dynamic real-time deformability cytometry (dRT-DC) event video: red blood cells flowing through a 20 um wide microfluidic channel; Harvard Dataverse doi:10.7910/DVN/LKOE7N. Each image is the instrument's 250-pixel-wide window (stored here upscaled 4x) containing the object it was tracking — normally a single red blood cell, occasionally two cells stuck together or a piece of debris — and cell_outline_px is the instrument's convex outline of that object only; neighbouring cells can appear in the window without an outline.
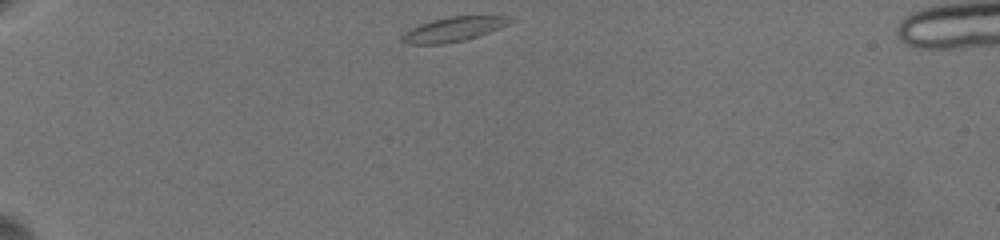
{"species": "common noctule bat (a hibernating species)", "species_latin": "Nyctalus noctula", "temperature_condition": "warm", "stored_images_in_passage": 30, "camera_frame_rate_fps": 3000, "um_per_image_px": 0.085, "animal": {"sex": "female", "body_mass_g": 19.5, "forearm_length_mm": 54.1}, "frame": {"image": 1, "passage_image": 1, "time_ms": 0.0, "image_size_px": [1000, 240], "cell_outline_px": [[516, 20], [500, 28], [464, 40], [444, 44], [408, 44], [400, 40], [400, 36], [404, 32], [420, 24], [432, 20], [452, 16], [508, 16]], "centroid_in_image_um": [38.53, 2.48], "position_along_channel_um": 46.5, "area_um2": 15.32}}
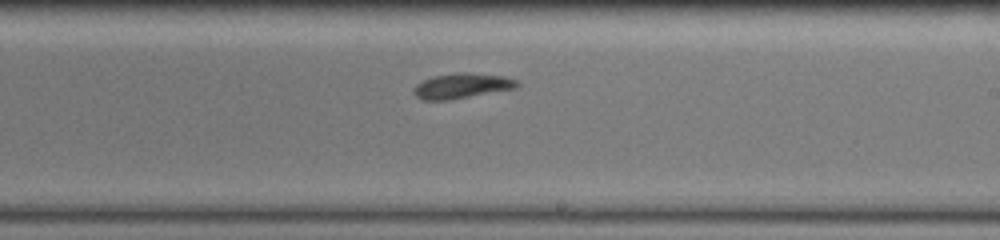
{"frame": {"image": 2, "passage_image": 13, "time_ms": 7.333, "image_size_px": [1000, 240], "cell_outline_px": [[520, 84], [516, 88], [448, 100], [420, 100], [412, 92], [412, 88], [416, 84], [432, 76], [456, 72], [468, 72], [504, 76], [516, 80]], "centroid_in_image_um": [39.21, 7.29], "position_along_channel_um": 249.8, "area_um2": 15.26}}
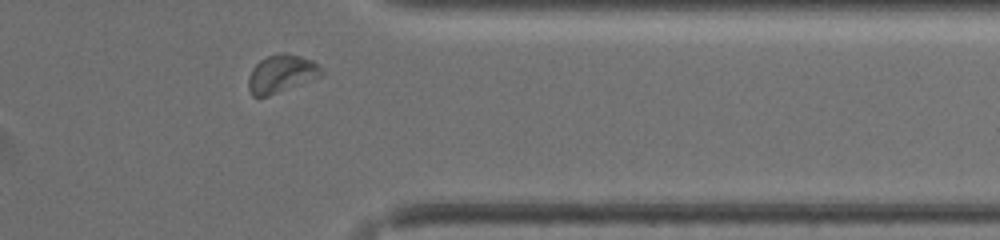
{"frame": {"image": 3, "passage_image": 26, "time_ms": 11.333, "image_size_px": [1000, 240], "cell_outline_px": [[324, 76], [268, 96], [252, 96], [248, 88], [248, 76], [252, 68], [260, 60], [268, 56], [280, 52], [288, 52], [312, 60], [324, 72]], "centroid_in_image_um": [23.92, 6.26], "position_along_channel_um": 387.5, "area_um2": 16.3}, "authors_computed_cell_mechanics": {"area_um2": 15.2592, "velocity_mm_per_s": 3.5172, "shape_relaxation_time_tau1_ms": 3.3014, "shape_relaxation_time_tau2_ms": 2.8575, "deformation_change_tau1": 0.1097, "deformation_change_tau2": 0.0846}}